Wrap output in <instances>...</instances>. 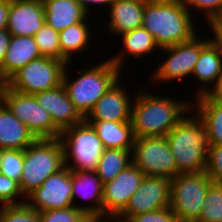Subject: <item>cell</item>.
<instances>
[{"label": "cell", "mask_w": 222, "mask_h": 222, "mask_svg": "<svg viewBox=\"0 0 222 222\" xmlns=\"http://www.w3.org/2000/svg\"><path fill=\"white\" fill-rule=\"evenodd\" d=\"M136 90L130 120L135 138L166 136L192 110V101Z\"/></svg>", "instance_id": "obj_1"}, {"label": "cell", "mask_w": 222, "mask_h": 222, "mask_svg": "<svg viewBox=\"0 0 222 222\" xmlns=\"http://www.w3.org/2000/svg\"><path fill=\"white\" fill-rule=\"evenodd\" d=\"M191 15L183 0H145L142 27L161 49L188 41L198 34Z\"/></svg>", "instance_id": "obj_2"}, {"label": "cell", "mask_w": 222, "mask_h": 222, "mask_svg": "<svg viewBox=\"0 0 222 222\" xmlns=\"http://www.w3.org/2000/svg\"><path fill=\"white\" fill-rule=\"evenodd\" d=\"M166 138L175 157L178 174L206 170L207 155L211 146L209 134L206 125L195 111H189L188 116L186 114L166 134Z\"/></svg>", "instance_id": "obj_3"}, {"label": "cell", "mask_w": 222, "mask_h": 222, "mask_svg": "<svg viewBox=\"0 0 222 222\" xmlns=\"http://www.w3.org/2000/svg\"><path fill=\"white\" fill-rule=\"evenodd\" d=\"M67 64L62 85L64 86L70 101L78 112L85 118L93 109L97 101L118 81L122 73L110 59L102 61L90 68H82L77 78L71 81L69 67ZM92 67V68H91ZM69 73V75H68ZM121 73V74H120ZM79 75V76H78ZM76 78V79H75Z\"/></svg>", "instance_id": "obj_4"}, {"label": "cell", "mask_w": 222, "mask_h": 222, "mask_svg": "<svg viewBox=\"0 0 222 222\" xmlns=\"http://www.w3.org/2000/svg\"><path fill=\"white\" fill-rule=\"evenodd\" d=\"M64 167V148L60 138L37 139L23 150V173L19 187L23 200L50 176Z\"/></svg>", "instance_id": "obj_5"}, {"label": "cell", "mask_w": 222, "mask_h": 222, "mask_svg": "<svg viewBox=\"0 0 222 222\" xmlns=\"http://www.w3.org/2000/svg\"><path fill=\"white\" fill-rule=\"evenodd\" d=\"M64 166L71 171H96L104 146L85 119L61 132ZM72 161V162H71Z\"/></svg>", "instance_id": "obj_6"}, {"label": "cell", "mask_w": 222, "mask_h": 222, "mask_svg": "<svg viewBox=\"0 0 222 222\" xmlns=\"http://www.w3.org/2000/svg\"><path fill=\"white\" fill-rule=\"evenodd\" d=\"M211 182L205 171L180 173L171 179L169 207L179 222H195L198 219Z\"/></svg>", "instance_id": "obj_7"}, {"label": "cell", "mask_w": 222, "mask_h": 222, "mask_svg": "<svg viewBox=\"0 0 222 222\" xmlns=\"http://www.w3.org/2000/svg\"><path fill=\"white\" fill-rule=\"evenodd\" d=\"M66 65L64 61L41 56L15 72L7 80V87L32 95L55 88L62 84Z\"/></svg>", "instance_id": "obj_8"}, {"label": "cell", "mask_w": 222, "mask_h": 222, "mask_svg": "<svg viewBox=\"0 0 222 222\" xmlns=\"http://www.w3.org/2000/svg\"><path fill=\"white\" fill-rule=\"evenodd\" d=\"M1 101L37 139L60 138L61 131L53 124L50 114L39 105L34 95L13 91L6 86Z\"/></svg>", "instance_id": "obj_9"}, {"label": "cell", "mask_w": 222, "mask_h": 222, "mask_svg": "<svg viewBox=\"0 0 222 222\" xmlns=\"http://www.w3.org/2000/svg\"><path fill=\"white\" fill-rule=\"evenodd\" d=\"M132 163L148 176L173 179L178 175L175 157L166 136L135 138Z\"/></svg>", "instance_id": "obj_10"}, {"label": "cell", "mask_w": 222, "mask_h": 222, "mask_svg": "<svg viewBox=\"0 0 222 222\" xmlns=\"http://www.w3.org/2000/svg\"><path fill=\"white\" fill-rule=\"evenodd\" d=\"M200 37L196 34L188 41L161 48V53L165 52L164 54L168 55L163 60L164 62L158 65L156 71H153V76L150 78L154 81L153 84L159 82L165 84L167 81L174 80L182 81L189 75L192 77L200 51L209 43L208 38L202 40Z\"/></svg>", "instance_id": "obj_11"}, {"label": "cell", "mask_w": 222, "mask_h": 222, "mask_svg": "<svg viewBox=\"0 0 222 222\" xmlns=\"http://www.w3.org/2000/svg\"><path fill=\"white\" fill-rule=\"evenodd\" d=\"M25 202L38 212L74 206L72 171L64 166L57 173L50 175L39 188L25 198Z\"/></svg>", "instance_id": "obj_12"}, {"label": "cell", "mask_w": 222, "mask_h": 222, "mask_svg": "<svg viewBox=\"0 0 222 222\" xmlns=\"http://www.w3.org/2000/svg\"><path fill=\"white\" fill-rule=\"evenodd\" d=\"M171 179L145 175L126 208L119 214L130 219L134 215L160 210L170 206Z\"/></svg>", "instance_id": "obj_13"}, {"label": "cell", "mask_w": 222, "mask_h": 222, "mask_svg": "<svg viewBox=\"0 0 222 222\" xmlns=\"http://www.w3.org/2000/svg\"><path fill=\"white\" fill-rule=\"evenodd\" d=\"M145 174L133 163L103 187V218L119 215L141 184Z\"/></svg>", "instance_id": "obj_14"}, {"label": "cell", "mask_w": 222, "mask_h": 222, "mask_svg": "<svg viewBox=\"0 0 222 222\" xmlns=\"http://www.w3.org/2000/svg\"><path fill=\"white\" fill-rule=\"evenodd\" d=\"M120 79L97 101L85 120L131 122L133 97ZM131 96V97H130Z\"/></svg>", "instance_id": "obj_15"}, {"label": "cell", "mask_w": 222, "mask_h": 222, "mask_svg": "<svg viewBox=\"0 0 222 222\" xmlns=\"http://www.w3.org/2000/svg\"><path fill=\"white\" fill-rule=\"evenodd\" d=\"M42 0H10L7 30L12 36H34L44 25Z\"/></svg>", "instance_id": "obj_16"}, {"label": "cell", "mask_w": 222, "mask_h": 222, "mask_svg": "<svg viewBox=\"0 0 222 222\" xmlns=\"http://www.w3.org/2000/svg\"><path fill=\"white\" fill-rule=\"evenodd\" d=\"M38 103L46 110L53 124L62 132L84 120L74 104L70 101L64 86L40 91L34 94Z\"/></svg>", "instance_id": "obj_17"}, {"label": "cell", "mask_w": 222, "mask_h": 222, "mask_svg": "<svg viewBox=\"0 0 222 222\" xmlns=\"http://www.w3.org/2000/svg\"><path fill=\"white\" fill-rule=\"evenodd\" d=\"M103 187L104 184L97 176L96 171H72L73 205L90 218H103ZM77 198L91 201L90 206L75 205L77 203L74 201L79 200Z\"/></svg>", "instance_id": "obj_18"}, {"label": "cell", "mask_w": 222, "mask_h": 222, "mask_svg": "<svg viewBox=\"0 0 222 222\" xmlns=\"http://www.w3.org/2000/svg\"><path fill=\"white\" fill-rule=\"evenodd\" d=\"M145 0H115L108 8L107 32L116 35L142 27Z\"/></svg>", "instance_id": "obj_19"}, {"label": "cell", "mask_w": 222, "mask_h": 222, "mask_svg": "<svg viewBox=\"0 0 222 222\" xmlns=\"http://www.w3.org/2000/svg\"><path fill=\"white\" fill-rule=\"evenodd\" d=\"M36 140L27 126L0 101V149L25 150Z\"/></svg>", "instance_id": "obj_20"}, {"label": "cell", "mask_w": 222, "mask_h": 222, "mask_svg": "<svg viewBox=\"0 0 222 222\" xmlns=\"http://www.w3.org/2000/svg\"><path fill=\"white\" fill-rule=\"evenodd\" d=\"M41 56L32 36H12L0 67V73L7 81L20 68Z\"/></svg>", "instance_id": "obj_21"}, {"label": "cell", "mask_w": 222, "mask_h": 222, "mask_svg": "<svg viewBox=\"0 0 222 222\" xmlns=\"http://www.w3.org/2000/svg\"><path fill=\"white\" fill-rule=\"evenodd\" d=\"M42 2L45 23L57 32L89 17L76 0H42Z\"/></svg>", "instance_id": "obj_22"}, {"label": "cell", "mask_w": 222, "mask_h": 222, "mask_svg": "<svg viewBox=\"0 0 222 222\" xmlns=\"http://www.w3.org/2000/svg\"><path fill=\"white\" fill-rule=\"evenodd\" d=\"M86 121L92 125L105 149L133 150L135 135L131 122Z\"/></svg>", "instance_id": "obj_23"}, {"label": "cell", "mask_w": 222, "mask_h": 222, "mask_svg": "<svg viewBox=\"0 0 222 222\" xmlns=\"http://www.w3.org/2000/svg\"><path fill=\"white\" fill-rule=\"evenodd\" d=\"M120 37H122L123 50H121L120 54H116L109 58L119 69H123L122 65L126 61L125 57L129 58L130 55H132L131 57H134V59H140V57L147 56V54H151L152 52L154 54L156 50L160 52V48L156 44L154 37L144 27H139L123 33Z\"/></svg>", "instance_id": "obj_24"}, {"label": "cell", "mask_w": 222, "mask_h": 222, "mask_svg": "<svg viewBox=\"0 0 222 222\" xmlns=\"http://www.w3.org/2000/svg\"><path fill=\"white\" fill-rule=\"evenodd\" d=\"M222 74V58L217 53L216 49L209 42L201 51L198 61L195 64L192 76L198 79L203 85L202 89L199 86L195 92V96L205 94L212 84L217 82L218 77ZM205 86V87H204ZM209 87V88H208Z\"/></svg>", "instance_id": "obj_25"}, {"label": "cell", "mask_w": 222, "mask_h": 222, "mask_svg": "<svg viewBox=\"0 0 222 222\" xmlns=\"http://www.w3.org/2000/svg\"><path fill=\"white\" fill-rule=\"evenodd\" d=\"M88 17L79 23L71 25L59 32V42L62 55L71 63L74 54L87 51L91 43V27ZM87 20V21H86ZM87 22V24H86Z\"/></svg>", "instance_id": "obj_26"}, {"label": "cell", "mask_w": 222, "mask_h": 222, "mask_svg": "<svg viewBox=\"0 0 222 222\" xmlns=\"http://www.w3.org/2000/svg\"><path fill=\"white\" fill-rule=\"evenodd\" d=\"M194 101L192 111L206 125L210 145H222V107L214 104L205 94L195 97Z\"/></svg>", "instance_id": "obj_27"}, {"label": "cell", "mask_w": 222, "mask_h": 222, "mask_svg": "<svg viewBox=\"0 0 222 222\" xmlns=\"http://www.w3.org/2000/svg\"><path fill=\"white\" fill-rule=\"evenodd\" d=\"M131 163L132 150L117 148L104 149V152L98 161L96 173L102 183L105 184L112 181Z\"/></svg>", "instance_id": "obj_28"}, {"label": "cell", "mask_w": 222, "mask_h": 222, "mask_svg": "<svg viewBox=\"0 0 222 222\" xmlns=\"http://www.w3.org/2000/svg\"><path fill=\"white\" fill-rule=\"evenodd\" d=\"M195 222H222V183H210L203 209Z\"/></svg>", "instance_id": "obj_29"}, {"label": "cell", "mask_w": 222, "mask_h": 222, "mask_svg": "<svg viewBox=\"0 0 222 222\" xmlns=\"http://www.w3.org/2000/svg\"><path fill=\"white\" fill-rule=\"evenodd\" d=\"M42 56L70 62L62 55L59 42V32L44 23L42 28L33 36Z\"/></svg>", "instance_id": "obj_30"}, {"label": "cell", "mask_w": 222, "mask_h": 222, "mask_svg": "<svg viewBox=\"0 0 222 222\" xmlns=\"http://www.w3.org/2000/svg\"><path fill=\"white\" fill-rule=\"evenodd\" d=\"M39 212L25 201L21 204L1 205L0 222H39Z\"/></svg>", "instance_id": "obj_31"}, {"label": "cell", "mask_w": 222, "mask_h": 222, "mask_svg": "<svg viewBox=\"0 0 222 222\" xmlns=\"http://www.w3.org/2000/svg\"><path fill=\"white\" fill-rule=\"evenodd\" d=\"M0 173L19 183L23 173V150L1 149Z\"/></svg>", "instance_id": "obj_32"}, {"label": "cell", "mask_w": 222, "mask_h": 222, "mask_svg": "<svg viewBox=\"0 0 222 222\" xmlns=\"http://www.w3.org/2000/svg\"><path fill=\"white\" fill-rule=\"evenodd\" d=\"M39 222H88L90 217L75 206L39 212Z\"/></svg>", "instance_id": "obj_33"}, {"label": "cell", "mask_w": 222, "mask_h": 222, "mask_svg": "<svg viewBox=\"0 0 222 222\" xmlns=\"http://www.w3.org/2000/svg\"><path fill=\"white\" fill-rule=\"evenodd\" d=\"M183 2L189 11L193 12L195 10L193 13L200 11L205 14L204 17H206L207 23L222 19V0H183Z\"/></svg>", "instance_id": "obj_34"}, {"label": "cell", "mask_w": 222, "mask_h": 222, "mask_svg": "<svg viewBox=\"0 0 222 222\" xmlns=\"http://www.w3.org/2000/svg\"><path fill=\"white\" fill-rule=\"evenodd\" d=\"M22 197L19 183L0 173V203L1 205H12L24 203L17 198Z\"/></svg>", "instance_id": "obj_35"}, {"label": "cell", "mask_w": 222, "mask_h": 222, "mask_svg": "<svg viewBox=\"0 0 222 222\" xmlns=\"http://www.w3.org/2000/svg\"><path fill=\"white\" fill-rule=\"evenodd\" d=\"M205 172L213 182L222 183V145H211Z\"/></svg>", "instance_id": "obj_36"}, {"label": "cell", "mask_w": 222, "mask_h": 222, "mask_svg": "<svg viewBox=\"0 0 222 222\" xmlns=\"http://www.w3.org/2000/svg\"><path fill=\"white\" fill-rule=\"evenodd\" d=\"M130 219L132 222H179L170 207L134 215Z\"/></svg>", "instance_id": "obj_37"}, {"label": "cell", "mask_w": 222, "mask_h": 222, "mask_svg": "<svg viewBox=\"0 0 222 222\" xmlns=\"http://www.w3.org/2000/svg\"><path fill=\"white\" fill-rule=\"evenodd\" d=\"M212 31V38H208L211 45L216 49L219 56L222 58V23L220 21L208 22V26Z\"/></svg>", "instance_id": "obj_38"}, {"label": "cell", "mask_w": 222, "mask_h": 222, "mask_svg": "<svg viewBox=\"0 0 222 222\" xmlns=\"http://www.w3.org/2000/svg\"><path fill=\"white\" fill-rule=\"evenodd\" d=\"M205 95L214 104L222 107V74L218 77L217 82L205 93Z\"/></svg>", "instance_id": "obj_39"}, {"label": "cell", "mask_w": 222, "mask_h": 222, "mask_svg": "<svg viewBox=\"0 0 222 222\" xmlns=\"http://www.w3.org/2000/svg\"><path fill=\"white\" fill-rule=\"evenodd\" d=\"M11 37L12 35L7 29L0 30V67L3 64Z\"/></svg>", "instance_id": "obj_40"}, {"label": "cell", "mask_w": 222, "mask_h": 222, "mask_svg": "<svg viewBox=\"0 0 222 222\" xmlns=\"http://www.w3.org/2000/svg\"><path fill=\"white\" fill-rule=\"evenodd\" d=\"M10 0H0V30L7 29Z\"/></svg>", "instance_id": "obj_41"}, {"label": "cell", "mask_w": 222, "mask_h": 222, "mask_svg": "<svg viewBox=\"0 0 222 222\" xmlns=\"http://www.w3.org/2000/svg\"><path fill=\"white\" fill-rule=\"evenodd\" d=\"M83 8L84 10L88 13L89 11H91V7L94 5H98V6H107L110 7L111 4L115 1V0H76Z\"/></svg>", "instance_id": "obj_42"}, {"label": "cell", "mask_w": 222, "mask_h": 222, "mask_svg": "<svg viewBox=\"0 0 222 222\" xmlns=\"http://www.w3.org/2000/svg\"><path fill=\"white\" fill-rule=\"evenodd\" d=\"M106 222H132L131 219L124 218L120 215H110L103 218Z\"/></svg>", "instance_id": "obj_43"}, {"label": "cell", "mask_w": 222, "mask_h": 222, "mask_svg": "<svg viewBox=\"0 0 222 222\" xmlns=\"http://www.w3.org/2000/svg\"><path fill=\"white\" fill-rule=\"evenodd\" d=\"M6 86H7V81L2 77L0 73V101Z\"/></svg>", "instance_id": "obj_44"}, {"label": "cell", "mask_w": 222, "mask_h": 222, "mask_svg": "<svg viewBox=\"0 0 222 222\" xmlns=\"http://www.w3.org/2000/svg\"><path fill=\"white\" fill-rule=\"evenodd\" d=\"M88 222H106L103 218H90Z\"/></svg>", "instance_id": "obj_45"}]
</instances>
